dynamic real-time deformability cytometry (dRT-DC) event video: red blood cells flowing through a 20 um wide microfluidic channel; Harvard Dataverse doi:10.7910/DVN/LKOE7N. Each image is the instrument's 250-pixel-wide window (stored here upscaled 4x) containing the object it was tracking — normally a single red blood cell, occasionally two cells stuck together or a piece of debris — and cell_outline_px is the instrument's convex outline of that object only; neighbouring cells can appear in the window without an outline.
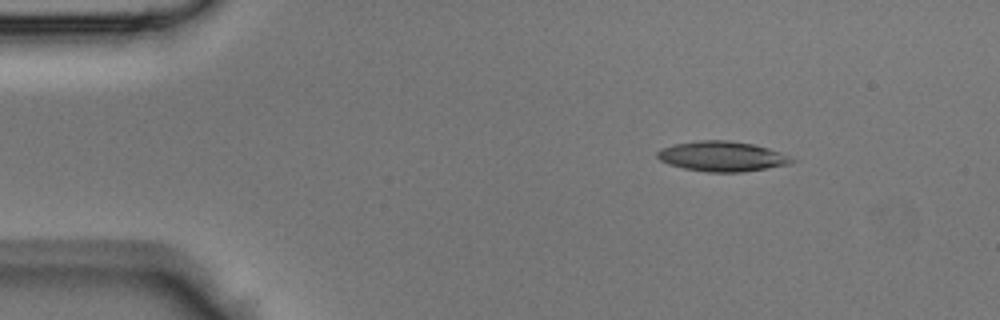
{"species": "Egyptian fruit bat (a non-hibernating species)", "species_latin": "Rousettus aegyptiacus", "temperature_condition": "room temperature", "stored_images_in_passage": 38, "camera_frame_rate_fps": 3000, "um_per_image_px": 0.085, "animal": {"sex": "male"}, "frame": {"image": 1, "passage_image": 1, "time_ms": 0.0, "image_size_px": [1000, 320], "cell_outline_px": [[796, 160], [788, 164], [744, 172], [708, 172], [684, 168], [668, 164], [660, 160], [656, 156], [656, 152], [660, 148], [672, 144], [696, 140], [728, 140], [752, 144], [768, 148], [780, 152]], "centroid_in_image_um": [61.32, 13.28], "position_along_channel_um": 23.7, "area_um2": 23.58}}
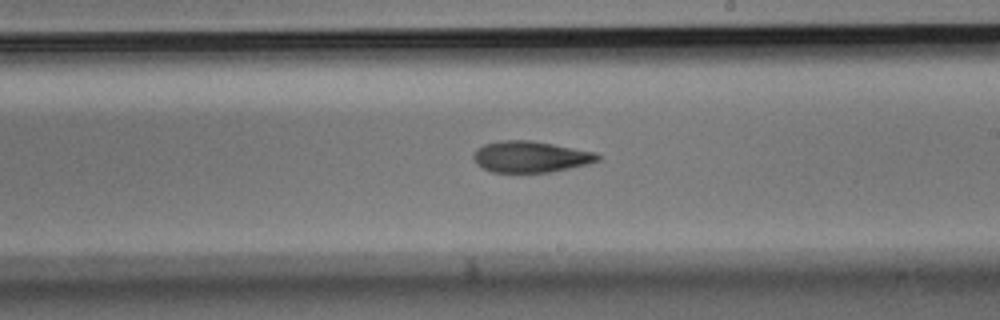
{"frame": {"image": 2, "passage_image": 20, "time_ms": 6.333, "image_size_px": [1000, 320], "cell_outline_px": [[600, 160], [588, 164], [552, 172], [492, 172], [476, 164], [472, 156], [476, 148], [484, 144], [500, 140], [528, 140], [552, 144], [596, 152], [600, 156]], "centroid_in_image_um": [45.08, 13.32], "position_along_channel_um": 243.9, "area_um2": 22.66}}
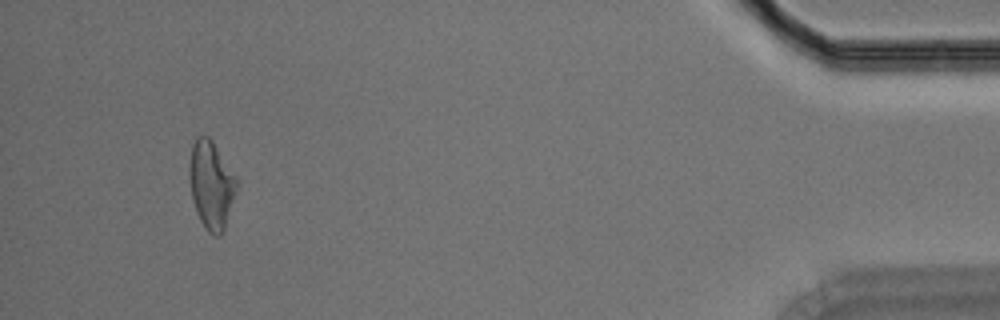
{"frame": {"image": 3, "passage_image": 36, "time_ms": 11.667, "image_size_px": [1000, 320], "cell_outline_px": [[236, 192], [224, 232], [220, 236], [216, 236], [208, 232], [200, 220], [196, 212], [192, 200], [188, 176], [188, 164], [192, 144], [196, 136], [208, 136], [212, 140], [236, 176]], "centroid_in_image_um": [17.93, 15.71], "position_along_channel_um": 417.3, "area_um2": 24.51}}